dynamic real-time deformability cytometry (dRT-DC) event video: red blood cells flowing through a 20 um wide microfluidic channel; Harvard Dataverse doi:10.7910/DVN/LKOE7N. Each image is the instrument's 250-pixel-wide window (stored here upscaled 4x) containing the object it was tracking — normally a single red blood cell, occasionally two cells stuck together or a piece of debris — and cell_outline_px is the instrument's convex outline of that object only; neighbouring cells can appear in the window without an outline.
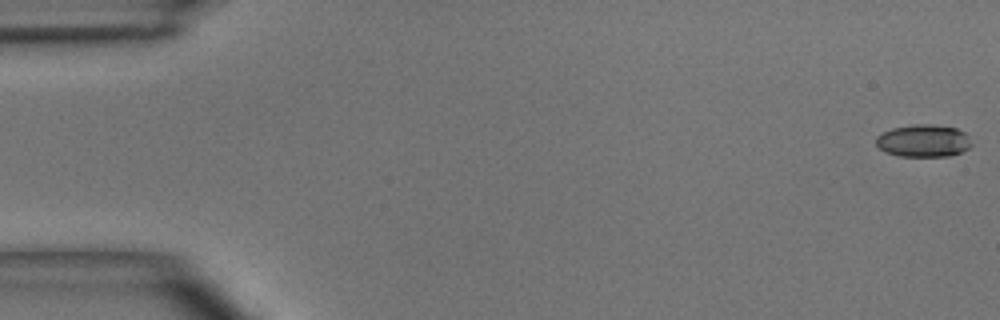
{"species": "common noctule bat (a hibernating species)", "species_latin": "Nyctalus noctula", "temperature_condition": "room temperature", "stored_images_in_passage": 8, "camera_frame_rate_fps": 3000, "um_per_image_px": 0.085, "animal": {"sex": "male", "body_mass_g": 15.6}, "frame": {"image": 1, "passage_image": 1, "time_ms": 0.0, "image_size_px": [1000, 320], "cell_outline_px": [[972, 144], [968, 148], [960, 152], [948, 156], [900, 156], [884, 152], [876, 144], [876, 136], [892, 128], [912, 124], [928, 124], [956, 128], [964, 132], [968, 136]], "centroid_in_image_um": [78.47, 11.96], "position_along_channel_um": 6.5, "area_um2": 17.98}}